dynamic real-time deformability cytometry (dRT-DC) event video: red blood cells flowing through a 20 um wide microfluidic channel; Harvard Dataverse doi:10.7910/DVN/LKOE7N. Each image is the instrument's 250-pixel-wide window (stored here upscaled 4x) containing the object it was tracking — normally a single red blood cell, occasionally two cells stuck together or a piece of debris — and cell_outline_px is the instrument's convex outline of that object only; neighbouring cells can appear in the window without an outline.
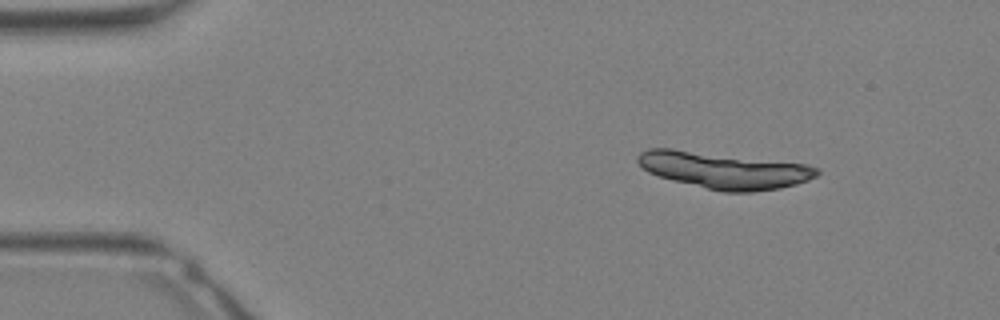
{"species": "Egyptian fruit bat (a non-hibernating species)", "species_latin": "Rousettus aegyptiacus", "temperature_condition": "warm", "stored_images_in_passage": 9, "camera_frame_rate_fps": 3000, "um_per_image_px": 0.085, "animal": {"sex": "female"}, "frame": {"image": 1, "passage_image": 1, "time_ms": 0.0, "image_size_px": [1000, 320], "cell_outline_px": [[820, 172], [816, 176], [808, 180], [796, 184], [780, 188], [752, 192], [724, 192], [672, 180], [648, 172], [636, 160], [636, 156], [640, 152], [648, 148], [672, 148], [808, 164], [820, 168]], "centroid_in_image_um": [61.55, 14.46], "position_along_channel_um": 23.4, "area_um2": 38.21}}